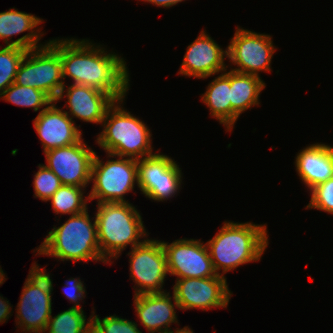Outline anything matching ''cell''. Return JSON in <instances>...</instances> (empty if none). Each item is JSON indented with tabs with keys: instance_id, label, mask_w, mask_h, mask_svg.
<instances>
[{
	"instance_id": "cell-1",
	"label": "cell",
	"mask_w": 333,
	"mask_h": 333,
	"mask_svg": "<svg viewBox=\"0 0 333 333\" xmlns=\"http://www.w3.org/2000/svg\"><path fill=\"white\" fill-rule=\"evenodd\" d=\"M48 43L60 54L64 84L70 77L72 84L96 88L115 100L125 99L130 77L124 58L89 39H53Z\"/></svg>"
},
{
	"instance_id": "cell-2",
	"label": "cell",
	"mask_w": 333,
	"mask_h": 333,
	"mask_svg": "<svg viewBox=\"0 0 333 333\" xmlns=\"http://www.w3.org/2000/svg\"><path fill=\"white\" fill-rule=\"evenodd\" d=\"M267 232L266 224L225 221L220 231L206 242L216 273L225 277L224 274L238 266L259 261L269 243Z\"/></svg>"
},
{
	"instance_id": "cell-3",
	"label": "cell",
	"mask_w": 333,
	"mask_h": 333,
	"mask_svg": "<svg viewBox=\"0 0 333 333\" xmlns=\"http://www.w3.org/2000/svg\"><path fill=\"white\" fill-rule=\"evenodd\" d=\"M123 100H116L108 108L96 143L110 158L119 156L139 160L156 154L152 151L150 129L144 121L123 109Z\"/></svg>"
},
{
	"instance_id": "cell-4",
	"label": "cell",
	"mask_w": 333,
	"mask_h": 333,
	"mask_svg": "<svg viewBox=\"0 0 333 333\" xmlns=\"http://www.w3.org/2000/svg\"><path fill=\"white\" fill-rule=\"evenodd\" d=\"M96 210L93 219H96L100 253L106 262L117 260L127 246L132 249L144 241L141 238L148 237L142 216L132 203H97Z\"/></svg>"
},
{
	"instance_id": "cell-5",
	"label": "cell",
	"mask_w": 333,
	"mask_h": 333,
	"mask_svg": "<svg viewBox=\"0 0 333 333\" xmlns=\"http://www.w3.org/2000/svg\"><path fill=\"white\" fill-rule=\"evenodd\" d=\"M90 218L88 209L71 215L59 227H53L48 232L42 244L33 252L37 255H47L58 261H101L108 264L101 256L97 237L96 219Z\"/></svg>"
},
{
	"instance_id": "cell-6",
	"label": "cell",
	"mask_w": 333,
	"mask_h": 333,
	"mask_svg": "<svg viewBox=\"0 0 333 333\" xmlns=\"http://www.w3.org/2000/svg\"><path fill=\"white\" fill-rule=\"evenodd\" d=\"M31 265L15 309L16 325L22 333H45L52 315L53 283L44 267L40 268L36 262Z\"/></svg>"
},
{
	"instance_id": "cell-7",
	"label": "cell",
	"mask_w": 333,
	"mask_h": 333,
	"mask_svg": "<svg viewBox=\"0 0 333 333\" xmlns=\"http://www.w3.org/2000/svg\"><path fill=\"white\" fill-rule=\"evenodd\" d=\"M117 158L104 163L95 154L89 201L96 199L97 203L129 202L124 199V195L134 190L135 184L138 185L137 160L119 156Z\"/></svg>"
},
{
	"instance_id": "cell-8",
	"label": "cell",
	"mask_w": 333,
	"mask_h": 333,
	"mask_svg": "<svg viewBox=\"0 0 333 333\" xmlns=\"http://www.w3.org/2000/svg\"><path fill=\"white\" fill-rule=\"evenodd\" d=\"M14 83L37 88L56 101L65 85L60 54L48 41L42 47L27 50L19 65Z\"/></svg>"
},
{
	"instance_id": "cell-9",
	"label": "cell",
	"mask_w": 333,
	"mask_h": 333,
	"mask_svg": "<svg viewBox=\"0 0 333 333\" xmlns=\"http://www.w3.org/2000/svg\"><path fill=\"white\" fill-rule=\"evenodd\" d=\"M130 259V279L136 283L135 294L162 293L168 275L167 257L161 240L144 239L127 254Z\"/></svg>"
},
{
	"instance_id": "cell-10",
	"label": "cell",
	"mask_w": 333,
	"mask_h": 333,
	"mask_svg": "<svg viewBox=\"0 0 333 333\" xmlns=\"http://www.w3.org/2000/svg\"><path fill=\"white\" fill-rule=\"evenodd\" d=\"M275 51L270 35L237 27L227 46V57L232 65L238 67L231 68L232 71L260 77V71H271Z\"/></svg>"
},
{
	"instance_id": "cell-11",
	"label": "cell",
	"mask_w": 333,
	"mask_h": 333,
	"mask_svg": "<svg viewBox=\"0 0 333 333\" xmlns=\"http://www.w3.org/2000/svg\"><path fill=\"white\" fill-rule=\"evenodd\" d=\"M138 188L149 199L167 201L180 190L182 172L174 159L160 152L137 160Z\"/></svg>"
},
{
	"instance_id": "cell-12",
	"label": "cell",
	"mask_w": 333,
	"mask_h": 333,
	"mask_svg": "<svg viewBox=\"0 0 333 333\" xmlns=\"http://www.w3.org/2000/svg\"><path fill=\"white\" fill-rule=\"evenodd\" d=\"M226 279L220 275L207 278L176 279L173 295L179 309L195 308L208 311L211 308H226L233 294L229 290Z\"/></svg>"
},
{
	"instance_id": "cell-13",
	"label": "cell",
	"mask_w": 333,
	"mask_h": 333,
	"mask_svg": "<svg viewBox=\"0 0 333 333\" xmlns=\"http://www.w3.org/2000/svg\"><path fill=\"white\" fill-rule=\"evenodd\" d=\"M167 257L168 274L182 278L214 277L216 273L206 243L195 239L161 241Z\"/></svg>"
},
{
	"instance_id": "cell-14",
	"label": "cell",
	"mask_w": 333,
	"mask_h": 333,
	"mask_svg": "<svg viewBox=\"0 0 333 333\" xmlns=\"http://www.w3.org/2000/svg\"><path fill=\"white\" fill-rule=\"evenodd\" d=\"M46 167L55 173L62 185L86 188L91 183V172L96 154L83 138L64 147L55 148L44 153Z\"/></svg>"
},
{
	"instance_id": "cell-15",
	"label": "cell",
	"mask_w": 333,
	"mask_h": 333,
	"mask_svg": "<svg viewBox=\"0 0 333 333\" xmlns=\"http://www.w3.org/2000/svg\"><path fill=\"white\" fill-rule=\"evenodd\" d=\"M226 50L213 40L206 31H201L199 36L187 47L178 74L205 79L219 72H224L228 66L225 64Z\"/></svg>"
},
{
	"instance_id": "cell-16",
	"label": "cell",
	"mask_w": 333,
	"mask_h": 333,
	"mask_svg": "<svg viewBox=\"0 0 333 333\" xmlns=\"http://www.w3.org/2000/svg\"><path fill=\"white\" fill-rule=\"evenodd\" d=\"M53 101L43 108L33 120L44 153L59 147L75 144L82 139V132L75 121L64 111L57 108Z\"/></svg>"
},
{
	"instance_id": "cell-17",
	"label": "cell",
	"mask_w": 333,
	"mask_h": 333,
	"mask_svg": "<svg viewBox=\"0 0 333 333\" xmlns=\"http://www.w3.org/2000/svg\"><path fill=\"white\" fill-rule=\"evenodd\" d=\"M65 86L62 87L55 102L66 97L65 107L69 112H65L72 120L75 117L83 122L102 124L108 108L116 101L110 94L93 87L71 84L66 89Z\"/></svg>"
},
{
	"instance_id": "cell-18",
	"label": "cell",
	"mask_w": 333,
	"mask_h": 333,
	"mask_svg": "<svg viewBox=\"0 0 333 333\" xmlns=\"http://www.w3.org/2000/svg\"><path fill=\"white\" fill-rule=\"evenodd\" d=\"M169 293L134 295L135 312L148 333H169L171 323H179L175 312V307L179 309V306Z\"/></svg>"
},
{
	"instance_id": "cell-19",
	"label": "cell",
	"mask_w": 333,
	"mask_h": 333,
	"mask_svg": "<svg viewBox=\"0 0 333 333\" xmlns=\"http://www.w3.org/2000/svg\"><path fill=\"white\" fill-rule=\"evenodd\" d=\"M295 167L308 189L327 181L333 177V146L325 143L306 146L296 155Z\"/></svg>"
},
{
	"instance_id": "cell-20",
	"label": "cell",
	"mask_w": 333,
	"mask_h": 333,
	"mask_svg": "<svg viewBox=\"0 0 333 333\" xmlns=\"http://www.w3.org/2000/svg\"><path fill=\"white\" fill-rule=\"evenodd\" d=\"M42 21V18L18 11L14 7L8 11L0 12V39L4 41L6 46H18L26 50L42 47L43 44H38L44 35L40 31L41 28L38 27ZM26 31L29 32L16 40H11L13 35H19Z\"/></svg>"
},
{
	"instance_id": "cell-21",
	"label": "cell",
	"mask_w": 333,
	"mask_h": 333,
	"mask_svg": "<svg viewBox=\"0 0 333 333\" xmlns=\"http://www.w3.org/2000/svg\"><path fill=\"white\" fill-rule=\"evenodd\" d=\"M265 87L261 77L230 70L231 131L240 114L260 104L259 95Z\"/></svg>"
},
{
	"instance_id": "cell-22",
	"label": "cell",
	"mask_w": 333,
	"mask_h": 333,
	"mask_svg": "<svg viewBox=\"0 0 333 333\" xmlns=\"http://www.w3.org/2000/svg\"><path fill=\"white\" fill-rule=\"evenodd\" d=\"M203 95L202 103L209 108L210 115L231 132V95H230V71L227 69L212 80Z\"/></svg>"
},
{
	"instance_id": "cell-23",
	"label": "cell",
	"mask_w": 333,
	"mask_h": 333,
	"mask_svg": "<svg viewBox=\"0 0 333 333\" xmlns=\"http://www.w3.org/2000/svg\"><path fill=\"white\" fill-rule=\"evenodd\" d=\"M83 187L62 185L47 201L55 214L76 215L84 212L87 208L89 197H84Z\"/></svg>"
},
{
	"instance_id": "cell-24",
	"label": "cell",
	"mask_w": 333,
	"mask_h": 333,
	"mask_svg": "<svg viewBox=\"0 0 333 333\" xmlns=\"http://www.w3.org/2000/svg\"><path fill=\"white\" fill-rule=\"evenodd\" d=\"M2 100L14 105L33 108L37 112L43 106H49L53 100L43 91L13 83L0 96Z\"/></svg>"
},
{
	"instance_id": "cell-25",
	"label": "cell",
	"mask_w": 333,
	"mask_h": 333,
	"mask_svg": "<svg viewBox=\"0 0 333 333\" xmlns=\"http://www.w3.org/2000/svg\"><path fill=\"white\" fill-rule=\"evenodd\" d=\"M84 311L70 307L68 310L58 313L54 317L51 315L45 333H84L85 329L91 324L84 315ZM86 320L88 322L86 323Z\"/></svg>"
},
{
	"instance_id": "cell-26",
	"label": "cell",
	"mask_w": 333,
	"mask_h": 333,
	"mask_svg": "<svg viewBox=\"0 0 333 333\" xmlns=\"http://www.w3.org/2000/svg\"><path fill=\"white\" fill-rule=\"evenodd\" d=\"M27 50L18 46L0 49V96L14 83L19 65Z\"/></svg>"
},
{
	"instance_id": "cell-27",
	"label": "cell",
	"mask_w": 333,
	"mask_h": 333,
	"mask_svg": "<svg viewBox=\"0 0 333 333\" xmlns=\"http://www.w3.org/2000/svg\"><path fill=\"white\" fill-rule=\"evenodd\" d=\"M39 170L33 179L34 197L47 202V200L62 186L60 179L45 165L39 164Z\"/></svg>"
},
{
	"instance_id": "cell-28",
	"label": "cell",
	"mask_w": 333,
	"mask_h": 333,
	"mask_svg": "<svg viewBox=\"0 0 333 333\" xmlns=\"http://www.w3.org/2000/svg\"><path fill=\"white\" fill-rule=\"evenodd\" d=\"M92 311L91 322L101 333H142L135 321L127 320L116 315H109L102 320Z\"/></svg>"
},
{
	"instance_id": "cell-29",
	"label": "cell",
	"mask_w": 333,
	"mask_h": 333,
	"mask_svg": "<svg viewBox=\"0 0 333 333\" xmlns=\"http://www.w3.org/2000/svg\"><path fill=\"white\" fill-rule=\"evenodd\" d=\"M311 198L307 209H317L333 215V177L317 184L310 190Z\"/></svg>"
},
{
	"instance_id": "cell-30",
	"label": "cell",
	"mask_w": 333,
	"mask_h": 333,
	"mask_svg": "<svg viewBox=\"0 0 333 333\" xmlns=\"http://www.w3.org/2000/svg\"><path fill=\"white\" fill-rule=\"evenodd\" d=\"M64 295H66L67 299L70 302H73L74 305L72 307L78 308V309H83L82 306H80L81 300L85 298L86 290H85V285H83V282L79 278H70L66 283L64 284L63 287ZM85 294V295H84Z\"/></svg>"
},
{
	"instance_id": "cell-31",
	"label": "cell",
	"mask_w": 333,
	"mask_h": 333,
	"mask_svg": "<svg viewBox=\"0 0 333 333\" xmlns=\"http://www.w3.org/2000/svg\"><path fill=\"white\" fill-rule=\"evenodd\" d=\"M12 306L9 303V300H5L0 295V323L3 324L6 322L11 315ZM10 315V316H9Z\"/></svg>"
},
{
	"instance_id": "cell-32",
	"label": "cell",
	"mask_w": 333,
	"mask_h": 333,
	"mask_svg": "<svg viewBox=\"0 0 333 333\" xmlns=\"http://www.w3.org/2000/svg\"><path fill=\"white\" fill-rule=\"evenodd\" d=\"M142 1L154 4L159 7L169 8L185 0H142Z\"/></svg>"
},
{
	"instance_id": "cell-33",
	"label": "cell",
	"mask_w": 333,
	"mask_h": 333,
	"mask_svg": "<svg viewBox=\"0 0 333 333\" xmlns=\"http://www.w3.org/2000/svg\"><path fill=\"white\" fill-rule=\"evenodd\" d=\"M169 333H194L191 328L184 326L183 328H176L175 331L171 330Z\"/></svg>"
},
{
	"instance_id": "cell-34",
	"label": "cell",
	"mask_w": 333,
	"mask_h": 333,
	"mask_svg": "<svg viewBox=\"0 0 333 333\" xmlns=\"http://www.w3.org/2000/svg\"><path fill=\"white\" fill-rule=\"evenodd\" d=\"M84 333H101L98 328L91 322V324L85 329Z\"/></svg>"
},
{
	"instance_id": "cell-35",
	"label": "cell",
	"mask_w": 333,
	"mask_h": 333,
	"mask_svg": "<svg viewBox=\"0 0 333 333\" xmlns=\"http://www.w3.org/2000/svg\"><path fill=\"white\" fill-rule=\"evenodd\" d=\"M7 278H5V273L3 272L2 268L0 267V285H2Z\"/></svg>"
}]
</instances>
